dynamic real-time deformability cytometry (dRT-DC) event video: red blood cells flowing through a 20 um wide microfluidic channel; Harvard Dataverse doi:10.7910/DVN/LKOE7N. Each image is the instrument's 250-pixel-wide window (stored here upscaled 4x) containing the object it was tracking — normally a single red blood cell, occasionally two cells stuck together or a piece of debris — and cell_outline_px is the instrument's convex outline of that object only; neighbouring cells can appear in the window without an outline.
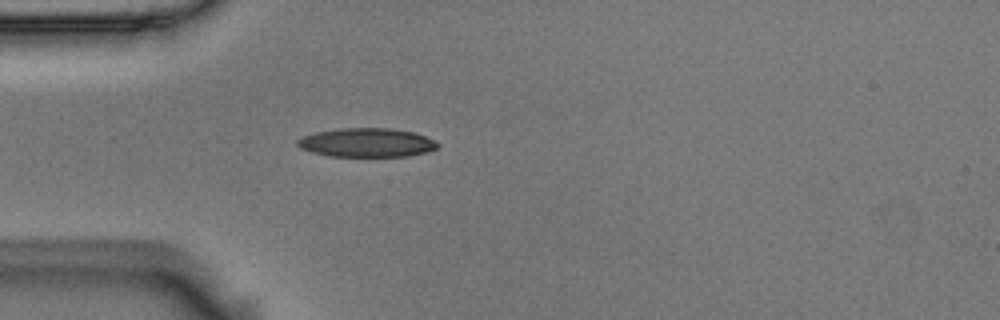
{"species": "Egyptian fruit bat (a non-hibernating species)", "species_latin": "Rousettus aegyptiacus", "temperature_condition": "room temperature", "stored_images_in_passage": 54, "camera_frame_rate_fps": 3000, "um_per_image_px": 0.085, "animal": {"sex": "male"}, "frame": {"image": 1, "passage_image": 15, "time_ms": 4.667, "image_size_px": [1000, 320], "cell_outline_px": [[440, 144], [436, 148], [428, 152], [408, 156], [328, 156], [312, 152], [300, 148], [296, 144], [296, 140], [304, 136], [316, 132], [340, 128], [388, 128], [412, 132], [424, 136]], "centroid_in_image_um": [31.15, 12.12], "position_along_channel_um": 53.9, "area_um2": 23.47}}
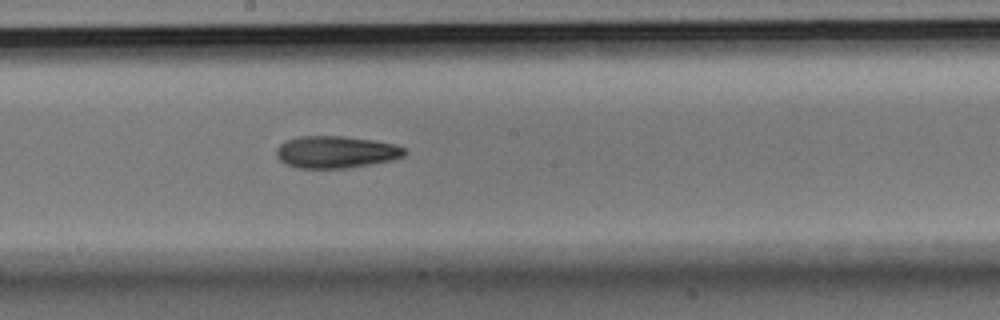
{"frame": {"image": 2, "passage_image": 29, "time_ms": 9.333, "image_size_px": [1000, 320], "cell_outline_px": [[408, 152], [404, 156], [392, 160], [344, 168], [300, 168], [288, 164], [280, 160], [276, 156], [276, 148], [280, 144], [288, 140], [300, 136], [344, 136], [372, 140], [396, 144], [404, 148]], "centroid_in_image_um": [28.57, 12.91], "position_along_channel_um": 219.6, "area_um2": 23.81}}
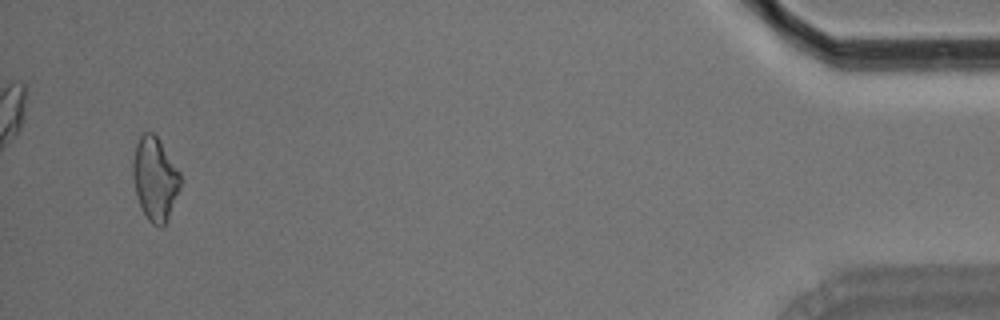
{"frame": {"image": 3, "passage_image": 52, "time_ms": 17.0, "image_size_px": [1000, 320], "cell_outline_px": [[180, 188], [164, 228], [160, 228], [152, 224], [148, 220], [140, 204], [136, 192], [132, 176], [132, 160], [136, 144], [140, 136], [144, 132], [152, 132], [156, 136], [180, 172]], "centroid_in_image_um": [13.16, 15.22], "position_along_channel_um": 422.0, "area_um2": 22.89}, "authors_computed_cell_mechanics": {"area_um2": 22.8888, "velocity_mm_per_s": 3.6835, "shape_relaxation_time_tau1_ms": null, "shape_relaxation_time_tau2_ms": 8.7304, "deformation_change_tau1": null, "deformation_change_tau2": 0.203}}